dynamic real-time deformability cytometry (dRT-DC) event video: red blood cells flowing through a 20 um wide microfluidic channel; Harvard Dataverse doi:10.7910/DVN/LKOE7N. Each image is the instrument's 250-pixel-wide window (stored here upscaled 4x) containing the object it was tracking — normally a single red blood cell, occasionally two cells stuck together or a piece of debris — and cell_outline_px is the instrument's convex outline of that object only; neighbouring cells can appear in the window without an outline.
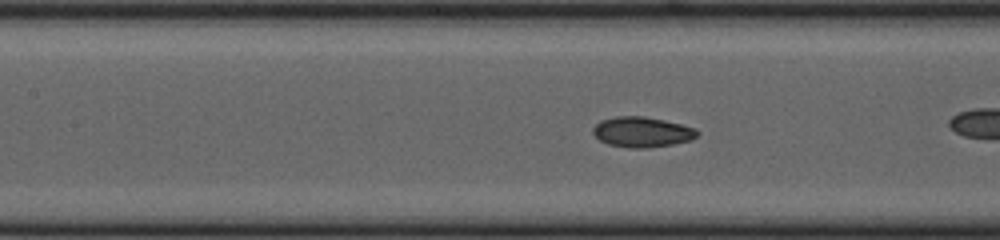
{"species": "common noctule bat (a hibernating species)", "species_latin": "Nyctalus noctula", "temperature_condition": "cold", "stored_images_in_passage": 43, "camera_frame_rate_fps": 3000, "um_per_image_px": 0.085, "animal": {"sex": "female", "body_mass_g": 23.0, "forearm_length_mm": 53.4}, "frame": {"image": 1, "passage_image": 25, "time_ms": 8.0, "image_size_px": [1000, 240], "cell_outline_px": [[700, 132], [692, 140], [672, 144], [644, 148], [632, 148], [608, 144], [600, 140], [592, 132], [592, 128], [600, 120], [616, 116], [644, 116], [664, 120], [696, 128]], "centroid_in_image_um": [54.57, 11.21], "position_along_channel_um": 152.8, "area_um2": 18.38}}